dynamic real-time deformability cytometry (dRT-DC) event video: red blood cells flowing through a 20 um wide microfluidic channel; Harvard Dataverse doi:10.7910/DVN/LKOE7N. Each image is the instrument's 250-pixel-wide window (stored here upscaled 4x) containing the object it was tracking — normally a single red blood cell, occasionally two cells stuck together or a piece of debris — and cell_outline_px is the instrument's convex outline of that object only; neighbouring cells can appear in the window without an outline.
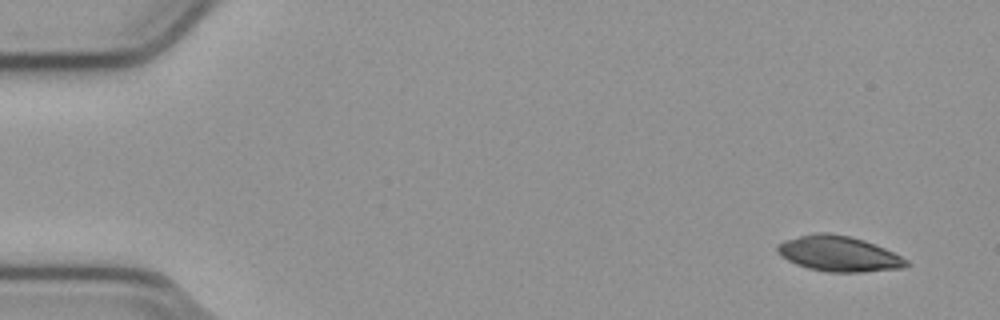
{"species": "common noctule bat (a hibernating species)", "species_latin": "Nyctalus noctula", "temperature_condition": "cold", "stored_images_in_passage": 54, "camera_frame_rate_fps": 3000, "um_per_image_px": 0.085, "animal": {"sex": "male", "body_mass_g": 23.1, "forearm_length_mm": 52.7}, "frame": {"image": 1, "passage_image": 3, "time_ms": 0.667, "image_size_px": [1000, 320], "cell_outline_px": [[912, 264], [904, 268], [860, 272], [828, 272], [808, 268], [796, 264], [780, 256], [776, 252], [776, 244], [784, 240], [816, 232], [828, 232], [852, 236], [876, 244], [908, 260]], "centroid_in_image_um": [71.28, 21.56], "position_along_channel_um": 13.7, "area_um2": 26.88}}
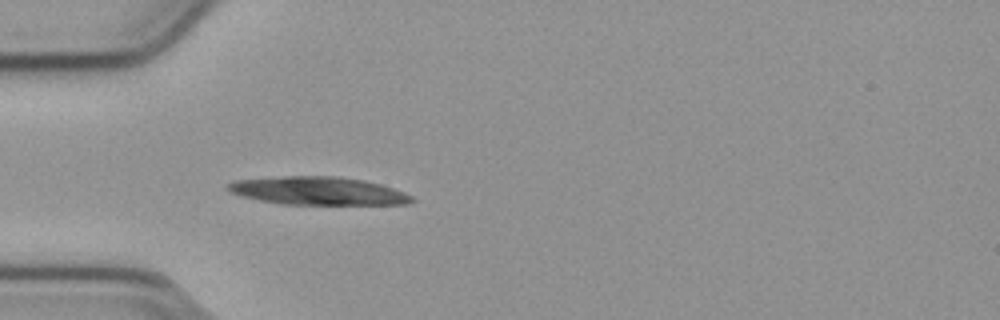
{"frame": {"image": 2, "passage_image": 16, "time_ms": 5.0, "image_size_px": [1000, 320], "cell_outline_px": [[416, 200], [408, 204], [284, 204], [260, 200], [244, 196], [232, 192], [228, 188], [228, 184], [236, 180], [284, 176], [336, 176], [364, 180], [380, 184], [404, 192], [412, 196]], "centroid_in_image_um": [27.09, 16.22], "position_along_channel_um": 57.9, "area_um2": 29.71}}
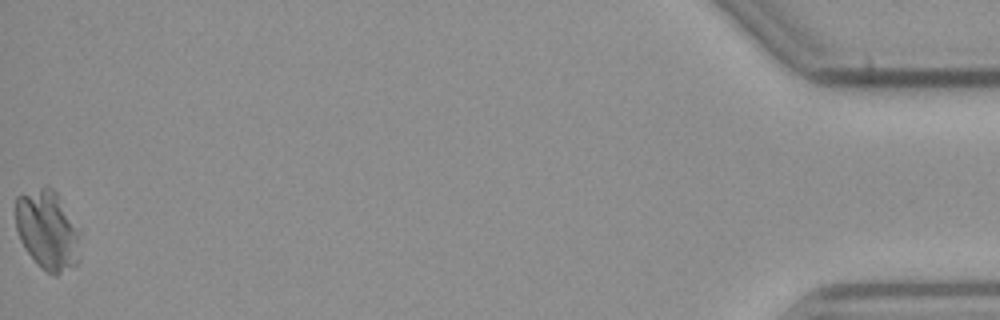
{"frame": {"image": 3, "passage_image": 54, "time_ms": 17.667, "image_size_px": [1000, 320], "cell_outline_px": [[80, 260], [76, 264], [56, 276], [48, 272], [36, 264], [24, 248], [20, 240], [16, 228], [16, 196], [40, 188], [52, 188], [56, 192], [76, 236]], "centroid_in_image_um": [3.94, 19.62], "position_along_channel_um": 431.3, "area_um2": 28.5}}